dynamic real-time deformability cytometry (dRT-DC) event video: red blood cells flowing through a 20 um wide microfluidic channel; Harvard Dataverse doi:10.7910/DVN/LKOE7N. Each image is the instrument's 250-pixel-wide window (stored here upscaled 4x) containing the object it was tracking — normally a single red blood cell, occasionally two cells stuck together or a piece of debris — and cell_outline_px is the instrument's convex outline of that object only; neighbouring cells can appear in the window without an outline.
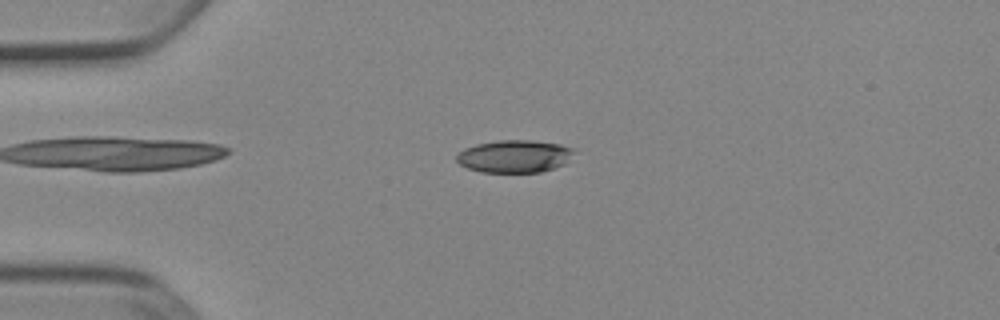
{"species": "Egyptian fruit bat (a non-hibernating species)", "species_latin": "Rousettus aegyptiacus", "temperature_condition": "cold", "stored_images_in_passage": 51, "camera_frame_rate_fps": 3000, "um_per_image_px": 0.085, "animal": {"sex": "female"}, "frame": {"image": 1, "passage_image": 12, "time_ms": 3.667, "image_size_px": [1000, 320], "cell_outline_px": [[576, 148], [564, 164], [540, 172], [480, 172], [468, 168], [460, 164], [456, 160], [456, 156], [464, 148], [476, 144], [500, 140], [532, 140], [560, 144]], "centroid_in_image_um": [43.72, 13.27], "position_along_channel_um": 41.3, "area_um2": 22.2}}
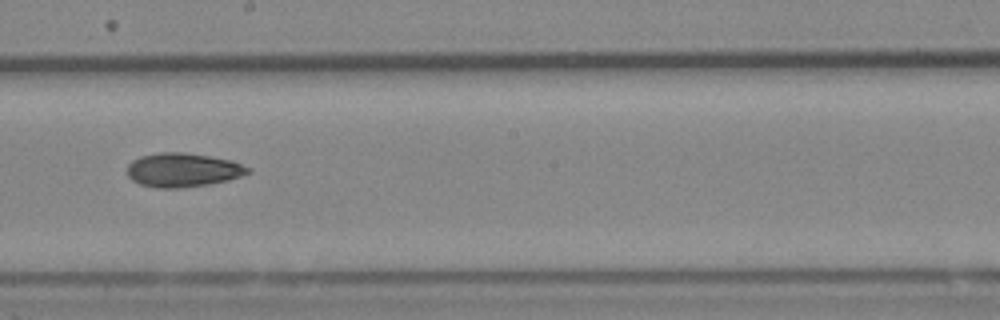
{"frame": {"image": 2, "passage_image": 29, "time_ms": 9.333, "image_size_px": [1000, 320], "cell_outline_px": [[252, 172], [228, 180], [208, 184], [180, 188], [156, 188], [140, 184], [132, 180], [128, 176], [128, 164], [132, 160], [140, 156], [160, 152], [184, 152], [232, 160], [252, 168]], "centroid_in_image_um": [15.55, 14.44], "position_along_channel_um": 232.6, "area_um2": 23.99}}
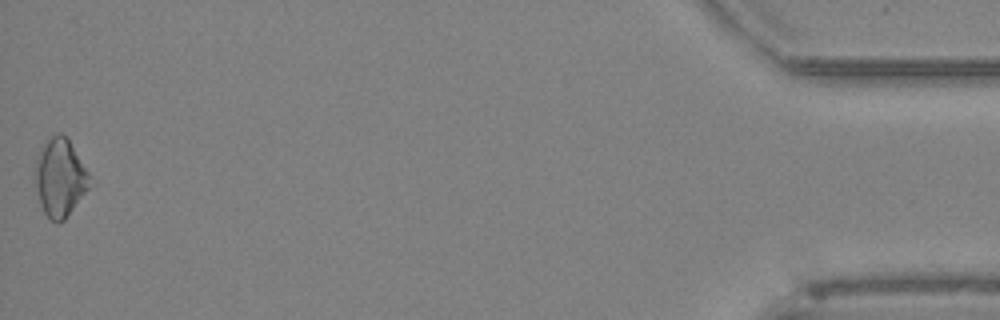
{"frame": {"image": 3, "passage_image": 51, "time_ms": 16.667, "image_size_px": [1000, 320], "cell_outline_px": [[92, 176], [88, 188], [64, 220], [60, 224], [56, 224], [48, 220], [40, 204], [32, 184], [32, 172], [40, 144], [56, 132], [60, 132], [68, 140]], "centroid_in_image_um": [5.02, 15.1], "position_along_channel_um": 430.2, "area_um2": 25.66}, "authors_computed_cell_mechanics": {"area_um2": 23.0622, "velocity_mm_per_s": 3.931, "shape_relaxation_time_tau1_ms": 4.8357, "shape_relaxation_time_tau2_ms": null, "deformation_change_tau1": 0.1218, "deformation_change_tau2": null}}